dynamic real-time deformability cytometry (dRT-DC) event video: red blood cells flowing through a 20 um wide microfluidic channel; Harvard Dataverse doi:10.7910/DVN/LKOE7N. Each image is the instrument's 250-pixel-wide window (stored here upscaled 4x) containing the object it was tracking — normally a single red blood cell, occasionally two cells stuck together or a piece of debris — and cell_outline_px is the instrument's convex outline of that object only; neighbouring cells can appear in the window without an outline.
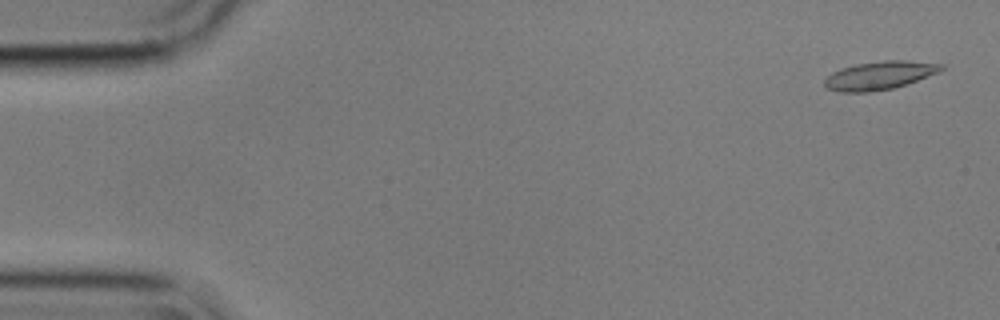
{"species": "common noctule bat (a hibernating species)", "species_latin": "Nyctalus noctula", "temperature_condition": "cold", "stored_images_in_passage": 16, "camera_frame_rate_fps": 3000, "um_per_image_px": 0.085, "animal": {"sex": "male", "body_mass_g": 17.9}, "frame": {"image": 1, "passage_image": 2, "time_ms": 0.333, "image_size_px": [1000, 320], "cell_outline_px": [[944, 68], [940, 72], [892, 88], [868, 92], [840, 92], [828, 88], [824, 84], [824, 80], [832, 72], [840, 68], [856, 64], [884, 60], [904, 60], [944, 64]], "centroid_in_image_um": [74.75, 6.4], "position_along_channel_um": 10.2, "area_um2": 19.07}}
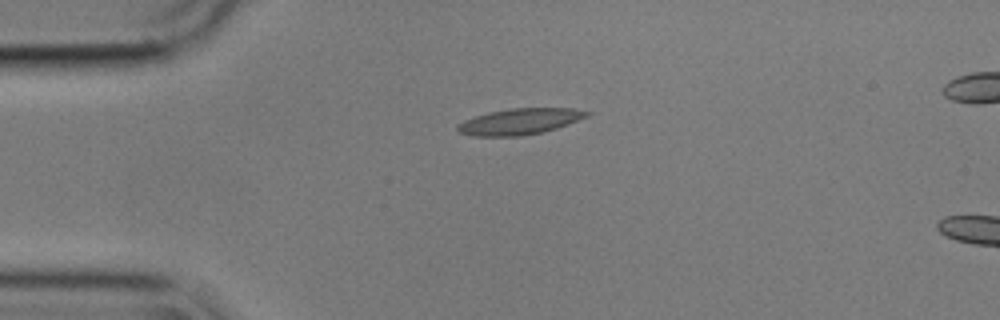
{"frame": {"image": 2, "passage_image": 13, "time_ms": 4.0, "image_size_px": [1000, 320], "cell_outline_px": [[592, 112], [588, 116], [556, 128], [540, 132], [520, 136], [472, 136], [460, 132], [456, 128], [464, 120], [488, 112], [508, 108], [572, 108]], "centroid_in_image_um": [44.18, 10.32], "position_along_channel_um": 40.8, "area_um2": 19.42}}